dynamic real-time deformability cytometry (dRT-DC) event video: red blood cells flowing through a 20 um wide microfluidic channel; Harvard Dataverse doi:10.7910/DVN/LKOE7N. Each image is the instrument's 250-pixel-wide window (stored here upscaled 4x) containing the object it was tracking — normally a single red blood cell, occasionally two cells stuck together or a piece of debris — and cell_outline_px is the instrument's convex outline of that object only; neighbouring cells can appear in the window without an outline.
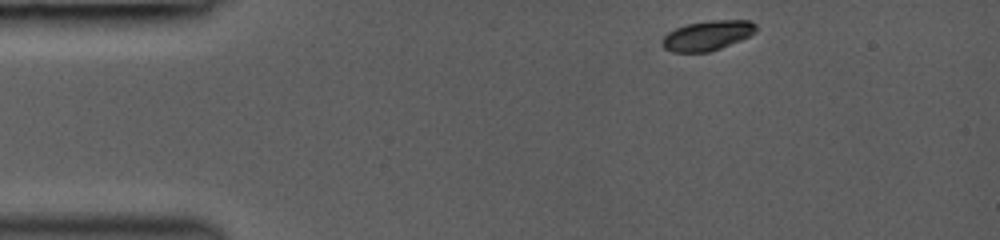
{"species": "common noctule bat (a hibernating species)", "species_latin": "Nyctalus noctula", "temperature_condition": "room temperature", "stored_images_in_passage": 5, "camera_frame_rate_fps": 3000, "um_per_image_px": 0.085, "animal": {"sex": "female", "body_mass_g": 19.0, "forearm_length_mm": 53.3}, "frame": {"image": 1, "passage_image": 1, "time_ms": 0.0, "image_size_px": [1000, 240], "cell_outline_px": [[756, 32], [740, 40], [720, 48], [708, 52], [672, 52], [664, 48], [660, 44], [660, 40], [668, 32], [676, 28], [688, 24], [708, 20], [752, 20], [756, 24]], "centroid_in_image_um": [60.11, 3.01], "position_along_channel_um": 24.9, "area_um2": 16.36}}